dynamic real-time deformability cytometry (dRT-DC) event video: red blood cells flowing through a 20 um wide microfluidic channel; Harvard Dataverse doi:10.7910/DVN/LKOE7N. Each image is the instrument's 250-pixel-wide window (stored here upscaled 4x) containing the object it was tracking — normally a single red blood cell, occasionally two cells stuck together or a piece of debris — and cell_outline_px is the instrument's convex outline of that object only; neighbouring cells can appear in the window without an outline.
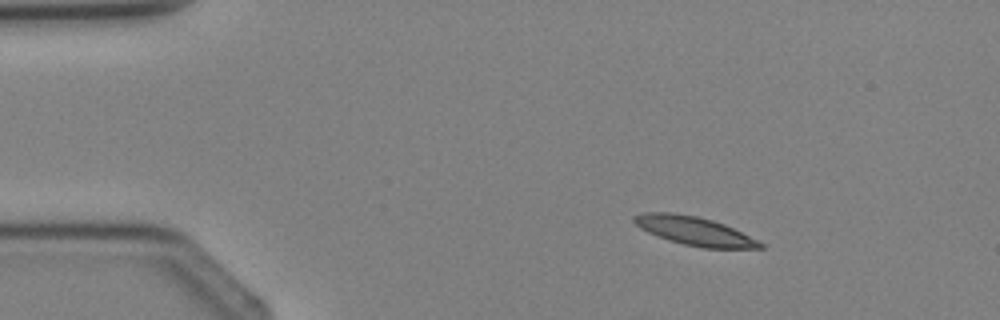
{"species": "Egyptian fruit bat (a non-hibernating species)", "species_latin": "Rousettus aegyptiacus", "temperature_condition": "cold", "stored_images_in_passage": 2, "camera_frame_rate_fps": 3000, "um_per_image_px": 0.085, "animal": {"sex": "female"}, "frame": {"image": 1, "passage_image": 1, "time_ms": 0.0, "image_size_px": [1000, 320], "cell_outline_px": [[764, 248], [704, 248], [684, 244], [668, 240], [648, 232], [640, 228], [632, 220], [632, 216], [644, 212], [668, 212], [696, 216], [712, 220], [724, 224], [764, 244]], "centroid_in_image_um": [58.97, 19.62], "position_along_channel_um": 26.0, "area_um2": 20.69}}